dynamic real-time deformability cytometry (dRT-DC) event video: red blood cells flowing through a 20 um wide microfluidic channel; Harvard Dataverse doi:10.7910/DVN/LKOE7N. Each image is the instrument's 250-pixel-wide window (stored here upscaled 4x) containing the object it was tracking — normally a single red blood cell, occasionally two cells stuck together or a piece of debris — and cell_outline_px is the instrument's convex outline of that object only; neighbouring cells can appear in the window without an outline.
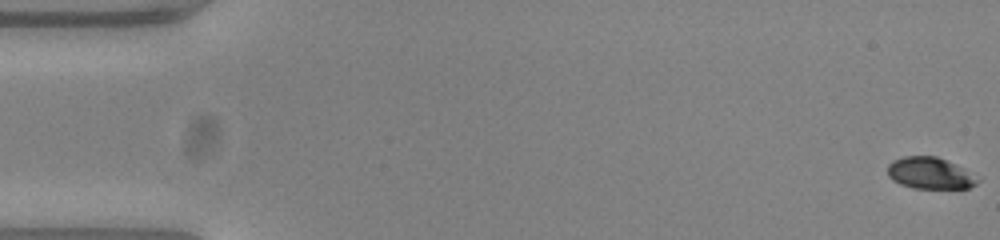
{"species": "common noctule bat (a hibernating species)", "species_latin": "Nyctalus noctula", "temperature_condition": "warm", "stored_images_in_passage": 55, "camera_frame_rate_fps": 3000, "um_per_image_px": 0.085, "animal": {"sex": "female", "body_mass_g": 23.0, "forearm_length_mm": 53.4}, "frame": {"image": 1, "passage_image": 1, "time_ms": 0.0, "image_size_px": [1000, 240], "cell_outline_px": [[980, 180], [976, 184], [968, 188], [912, 188], [900, 184], [892, 180], [888, 176], [888, 164], [892, 160], [904, 156], [936, 156], [956, 164]], "centroid_in_image_um": [79.0, 14.72], "position_along_channel_um": 6.0, "area_um2": 16.47}}
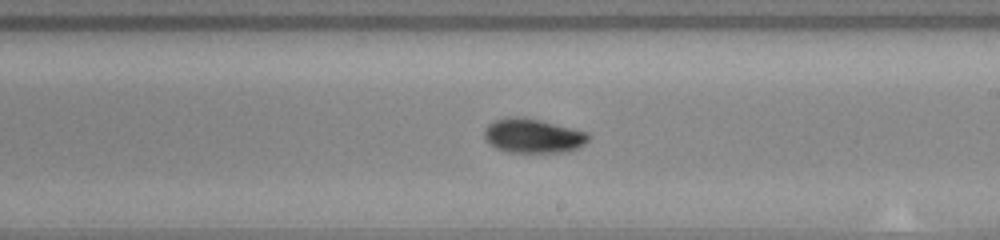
{"frame": {"image": 2, "passage_image": 32, "time_ms": 10.333, "image_size_px": [1000, 240], "cell_outline_px": [[588, 140], [584, 144], [568, 152], [508, 152], [496, 148], [484, 136], [484, 128], [488, 124], [496, 120], [512, 116], [520, 116], [540, 120], [588, 132]], "centroid_in_image_um": [45.3, 11.54], "position_along_channel_um": 243.7, "area_um2": 20.63}}
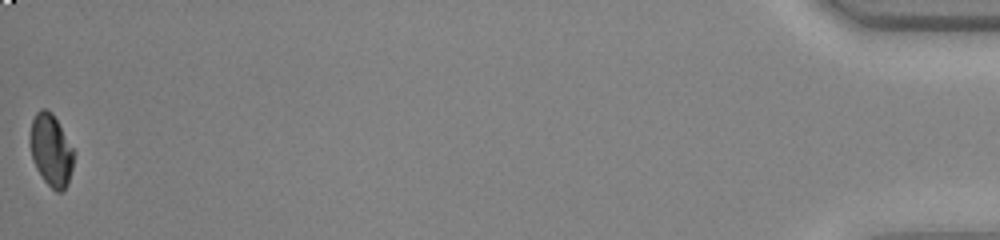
{"frame": {"image": 3, "passage_image": 55, "time_ms": 18.0, "image_size_px": [1000, 240], "cell_outline_px": [[76, 152], [68, 184], [60, 192], [56, 192], [44, 180], [36, 168], [32, 160], [28, 140], [32, 120], [36, 112], [40, 108], [44, 108], [52, 112]], "centroid_in_image_um": [4.33, 12.74], "position_along_channel_um": 430.9, "area_um2": 18.73}, "authors_computed_cell_mechanics": {"area_um2": 19.1896, "velocity_mm_per_s": 3.7799, "shape_relaxation_time_tau1_ms": 4.0037, "shape_relaxation_time_tau2_ms": 6.0353, "deformation_change_tau1": 0.136, "deformation_change_tau2": 0.0676}}